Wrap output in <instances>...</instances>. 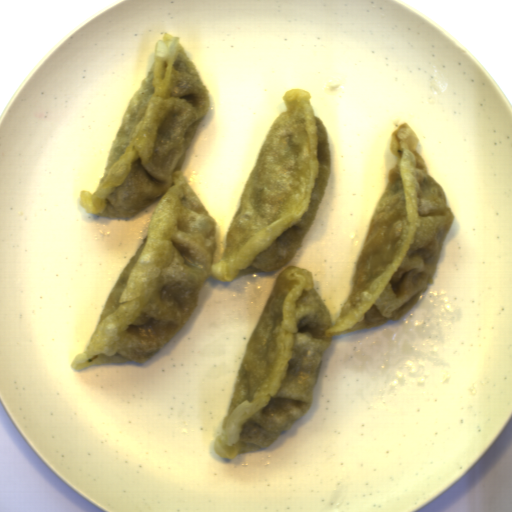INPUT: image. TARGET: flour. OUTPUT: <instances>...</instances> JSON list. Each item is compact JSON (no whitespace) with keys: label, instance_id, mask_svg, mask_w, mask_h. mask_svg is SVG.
<instances>
[{"label":"flour","instance_id":"1","mask_svg":"<svg viewBox=\"0 0 512 512\" xmlns=\"http://www.w3.org/2000/svg\"><path fill=\"white\" fill-rule=\"evenodd\" d=\"M243 188L222 255L218 222L181 170L212 99L179 36L162 34L151 68L128 100L103 176L81 207L131 218L159 200L149 233L120 272L84 352L71 367L145 363L186 324L209 276L235 281L297 255L330 178L326 127L310 92L283 94Z\"/></svg>","mask_w":512,"mask_h":512},{"label":"flour","instance_id":"2","mask_svg":"<svg viewBox=\"0 0 512 512\" xmlns=\"http://www.w3.org/2000/svg\"><path fill=\"white\" fill-rule=\"evenodd\" d=\"M418 146L405 121L391 133L396 164L334 325L310 271L290 265L279 273L237 371L213 445L219 457L230 460L278 441L309 409L334 335L399 321L433 282L454 215Z\"/></svg>","mask_w":512,"mask_h":512}]
</instances>
